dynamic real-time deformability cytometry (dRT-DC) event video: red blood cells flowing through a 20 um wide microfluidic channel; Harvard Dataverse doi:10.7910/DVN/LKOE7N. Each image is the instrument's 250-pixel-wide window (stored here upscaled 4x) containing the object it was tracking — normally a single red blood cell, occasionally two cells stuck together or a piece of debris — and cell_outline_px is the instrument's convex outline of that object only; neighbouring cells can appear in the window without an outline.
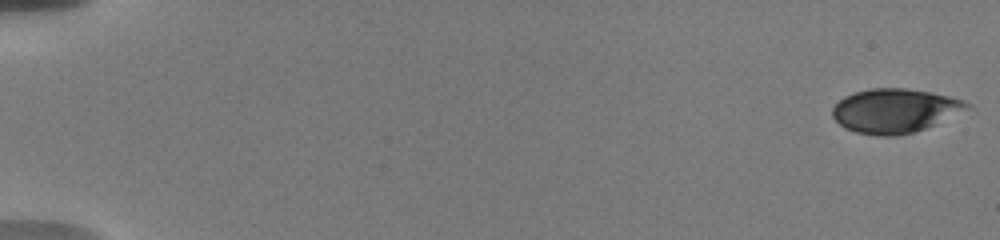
{"species": "human", "species_latin": "Homo sapiens", "temperature_condition": "warm", "stored_images_in_passage": 55, "camera_frame_rate_fps": 3000, "um_per_image_px": 0.085, "donor": {"sex": "male"}, "frame": {"image": 1, "passage_image": 1, "time_ms": 0.0, "image_size_px": [1000, 240], "cell_outline_px": [[976, 112], [912, 132], [896, 136], [876, 136], [856, 132], [844, 128], [832, 116], [832, 108], [844, 96], [856, 92], [872, 88], [904, 88], [928, 92], [948, 96], [964, 100], [972, 104]], "centroid_in_image_um": [76.22, 9.43], "position_along_channel_um": 8.8, "area_um2": 35.49}}
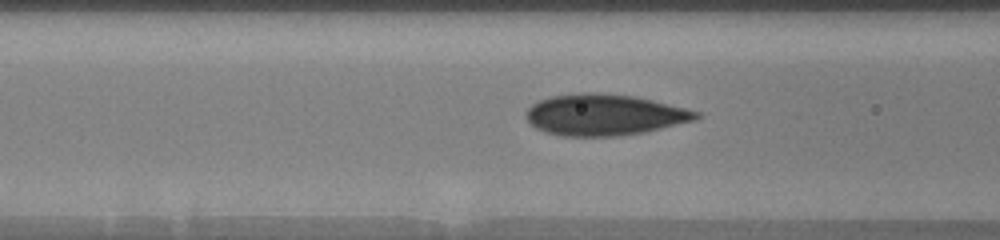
{"frame": {"image": 2, "passage_image": 24, "time_ms": 7.667, "image_size_px": [1000, 240], "cell_outline_px": [[700, 116], [696, 120], [644, 132], [616, 136], [560, 136], [536, 128], [524, 116], [528, 108], [536, 100], [552, 96], [584, 92], [592, 92], [636, 96], [700, 112]], "centroid_in_image_um": [51.34, 9.75], "position_along_channel_um": 115.3, "area_um2": 40.75}}
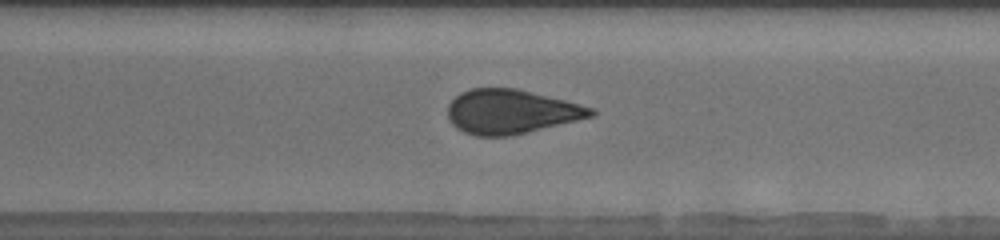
{"frame": {"image": 3, "passage_image": 41, "time_ms": 13.333, "image_size_px": [1000, 240], "cell_outline_px": [[596, 116], [508, 136], [476, 136], [464, 132], [456, 128], [452, 124], [448, 116], [448, 104], [460, 92], [472, 88], [516, 88], [596, 108]], "centroid_in_image_um": [43.44, 9.49], "position_along_channel_um": 327.2, "area_um2": 36.88}, "authors_computed_cell_mechanics": {"area_um2": 37.1654, "velocity_mm_per_s": 3.7427, "shape_relaxation_time_tau1_ms": 4.1237, "shape_relaxation_time_tau2_ms": 2.3213, "deformation_change_tau1": 0.1109, "deformation_change_tau2": 0.053}}